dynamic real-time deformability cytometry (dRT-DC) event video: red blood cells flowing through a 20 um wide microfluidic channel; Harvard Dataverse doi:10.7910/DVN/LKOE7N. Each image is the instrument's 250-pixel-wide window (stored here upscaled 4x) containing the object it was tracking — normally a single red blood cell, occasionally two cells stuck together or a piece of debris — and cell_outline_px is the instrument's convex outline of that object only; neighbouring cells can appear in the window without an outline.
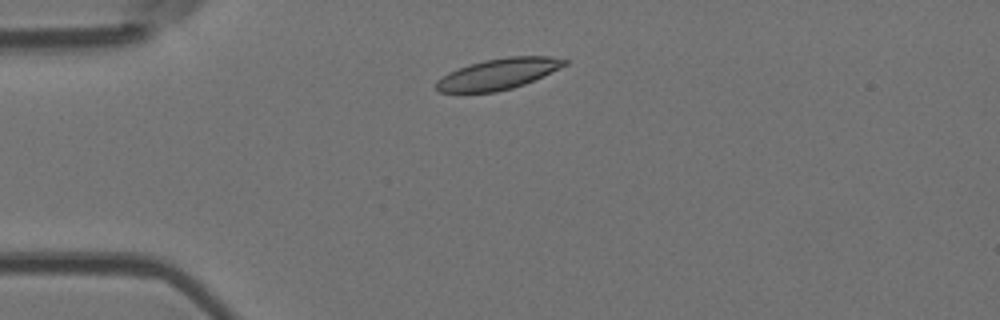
{"species": "Egyptian fruit bat (a non-hibernating species)", "species_latin": "Rousettus aegyptiacus", "temperature_condition": "room temperature", "stored_images_in_passage": 3, "camera_frame_rate_fps": 3000, "um_per_image_px": 0.085, "animal": {"sex": "female"}, "frame": {"image": 1, "passage_image": 2, "time_ms": 1.333, "image_size_px": [1000, 320], "cell_outline_px": [[568, 64], [524, 84], [512, 88], [496, 92], [440, 92], [436, 88], [436, 80], [448, 72], [468, 64], [484, 60], [508, 56], [552, 56], [568, 60]], "centroid_in_image_um": [42.34, 6.27], "position_along_channel_um": 42.7, "area_um2": 23.06}}